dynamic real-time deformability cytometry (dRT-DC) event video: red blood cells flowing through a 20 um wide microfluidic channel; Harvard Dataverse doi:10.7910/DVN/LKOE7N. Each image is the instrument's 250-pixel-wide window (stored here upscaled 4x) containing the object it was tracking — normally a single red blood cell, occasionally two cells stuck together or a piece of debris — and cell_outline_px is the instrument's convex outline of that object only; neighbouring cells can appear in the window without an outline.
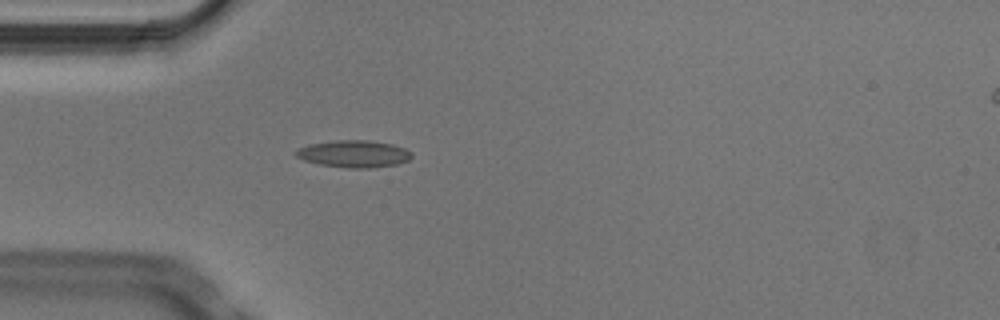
{"species": "Egyptian fruit bat (a non-hibernating species)", "species_latin": "Rousettus aegyptiacus", "temperature_condition": "cold", "stored_images_in_passage": 4, "camera_frame_rate_fps": 3000, "um_per_image_px": 0.085, "animal": {"sex": "male"}, "frame": {"image": 1, "passage_image": 4, "time_ms": 1.0, "image_size_px": [1000, 320], "cell_outline_px": [[412, 156], [408, 160], [396, 164], [372, 168], [348, 168], [320, 164], [304, 160], [296, 156], [296, 148], [308, 144], [336, 140], [368, 140], [392, 144], [404, 148], [412, 152]], "centroid_in_image_um": [30.07, 13.07], "position_along_channel_um": 54.9, "area_um2": 18.26}}